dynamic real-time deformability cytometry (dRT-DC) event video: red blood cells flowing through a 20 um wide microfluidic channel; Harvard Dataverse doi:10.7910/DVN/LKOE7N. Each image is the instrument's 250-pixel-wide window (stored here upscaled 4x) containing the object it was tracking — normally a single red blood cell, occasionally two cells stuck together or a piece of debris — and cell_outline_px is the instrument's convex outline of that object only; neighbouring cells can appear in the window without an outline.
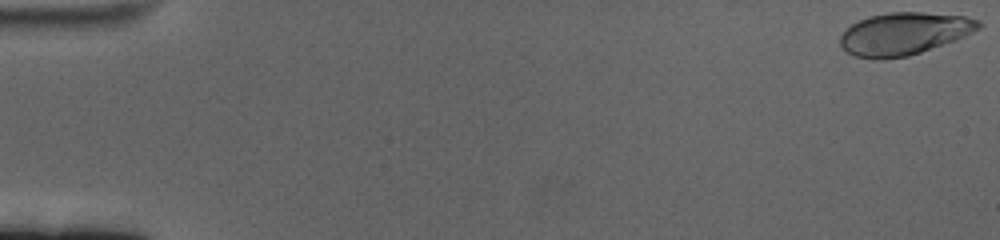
{"species": "human", "species_latin": "Homo sapiens", "temperature_condition": "cold", "stored_images_in_passage": 61, "camera_frame_rate_fps": 3000, "um_per_image_px": 0.085, "donor": {"sex": "female"}, "frame": {"image": 1, "passage_image": 1, "time_ms": 0.0, "image_size_px": [1000, 240], "cell_outline_px": [[984, 24], [980, 28], [956, 40], [908, 56], [884, 60], [872, 60], [852, 56], [840, 48], [840, 36], [852, 24], [868, 16], [888, 12], [920, 12], [964, 16], [980, 20]], "centroid_in_image_um": [76.81, 2.88], "position_along_channel_um": 8.2, "area_um2": 34.56}}
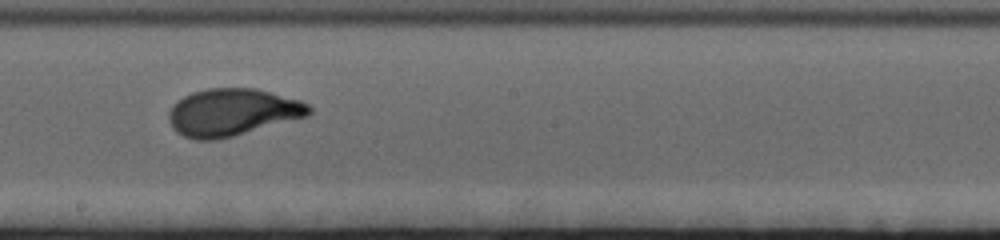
{"frame": {"image": 2, "passage_image": 35, "time_ms": 11.333, "image_size_px": [1000, 240], "cell_outline_px": [[312, 112], [308, 116], [232, 136], [216, 140], [196, 140], [184, 136], [176, 132], [172, 128], [168, 120], [168, 112], [184, 96], [192, 92], [208, 88], [256, 88], [272, 92], [300, 100], [308, 104], [312, 108]], "centroid_in_image_um": [19.76, 9.54], "position_along_channel_um": 228.4, "area_um2": 38.55}}
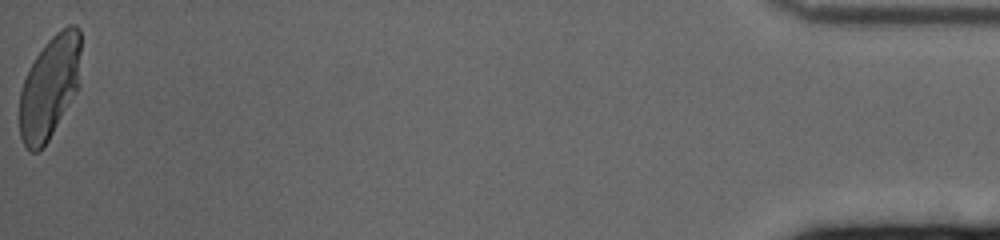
{"frame": {"image": 3, "passage_image": 61, "time_ms": 20.0, "image_size_px": [1000, 240], "cell_outline_px": [[80, 84], [76, 92], [48, 140], [36, 152], [28, 152], [20, 136], [20, 92], [24, 80], [36, 56], [44, 44], [56, 32], [68, 24], [76, 24], [80, 28]], "centroid_in_image_um": [4.24, 7.37], "position_along_channel_um": 431.0, "area_um2": 36.65}, "authors_computed_cell_mechanics": {"area_um2": 36.6452, "velocity_mm_per_s": 3.3716, "shape_relaxation_time_tau1_ms": 2.9921, "shape_relaxation_time_tau2_ms": null, "deformation_change_tau1": 0.1626, "deformation_change_tau2": null}}